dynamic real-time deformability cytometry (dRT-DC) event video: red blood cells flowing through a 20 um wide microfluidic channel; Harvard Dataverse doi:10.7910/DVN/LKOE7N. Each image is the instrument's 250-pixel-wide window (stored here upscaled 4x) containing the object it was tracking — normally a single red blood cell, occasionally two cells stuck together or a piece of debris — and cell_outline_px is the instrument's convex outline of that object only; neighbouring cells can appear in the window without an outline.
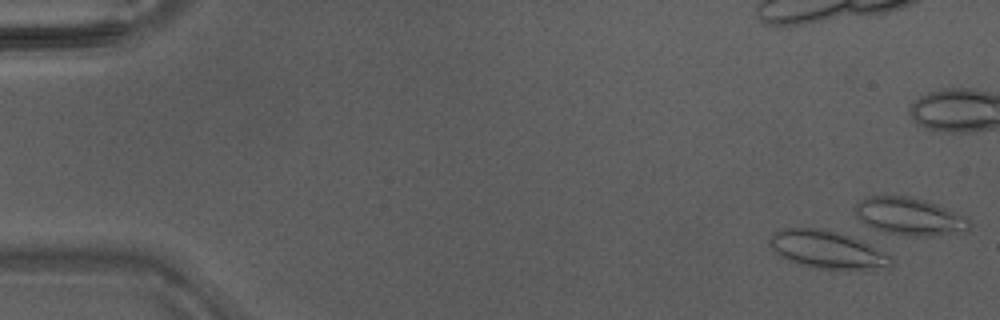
{"species": "Egyptian fruit bat (a non-hibernating species)", "species_latin": "Rousettus aegyptiacus", "temperature_condition": "warm", "stored_images_in_passage": 6, "camera_frame_rate_fps": 3000, "um_per_image_px": 0.085, "animal": {"sex": "male"}, "frame": {"image": 1, "passage_image": 4, "time_ms": 1.0, "image_size_px": [1000, 320], "cell_outline_px": [[892, 264], [888, 268], [856, 272], [812, 268], [788, 260], [780, 256], [776, 252], [772, 244], [772, 236], [780, 228], [824, 228], [852, 236], [892, 256]], "centroid_in_image_um": [70.42, 21.27], "position_along_channel_um": 14.6, "area_um2": 27.22}}